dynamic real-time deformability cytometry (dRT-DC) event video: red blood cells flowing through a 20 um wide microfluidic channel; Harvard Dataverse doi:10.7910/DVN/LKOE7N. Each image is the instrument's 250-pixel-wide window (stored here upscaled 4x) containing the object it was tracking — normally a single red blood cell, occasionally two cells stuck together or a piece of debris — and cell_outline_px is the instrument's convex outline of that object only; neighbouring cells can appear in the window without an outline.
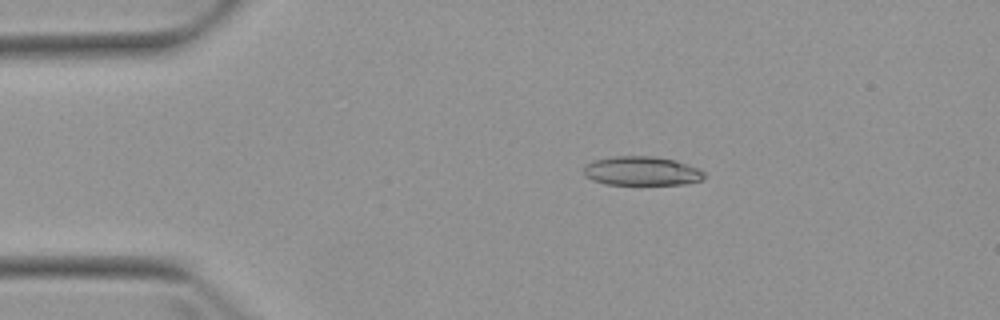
{"species": "Egyptian fruit bat (a non-hibernating species)", "species_latin": "Rousettus aegyptiacus", "temperature_condition": "warm", "stored_images_in_passage": 3, "camera_frame_rate_fps": 3000, "um_per_image_px": 0.085, "animal": {"sex": "female"}, "frame": {"image": 1, "passage_image": 3, "time_ms": 2.333, "image_size_px": [1000, 320], "cell_outline_px": [[704, 180], [688, 184], [604, 184], [592, 180], [584, 176], [584, 164], [592, 160], [612, 156], [652, 156], [676, 160], [688, 164], [704, 172]], "centroid_in_image_um": [54.52, 14.53], "position_along_channel_um": 30.5, "area_um2": 20.63}}